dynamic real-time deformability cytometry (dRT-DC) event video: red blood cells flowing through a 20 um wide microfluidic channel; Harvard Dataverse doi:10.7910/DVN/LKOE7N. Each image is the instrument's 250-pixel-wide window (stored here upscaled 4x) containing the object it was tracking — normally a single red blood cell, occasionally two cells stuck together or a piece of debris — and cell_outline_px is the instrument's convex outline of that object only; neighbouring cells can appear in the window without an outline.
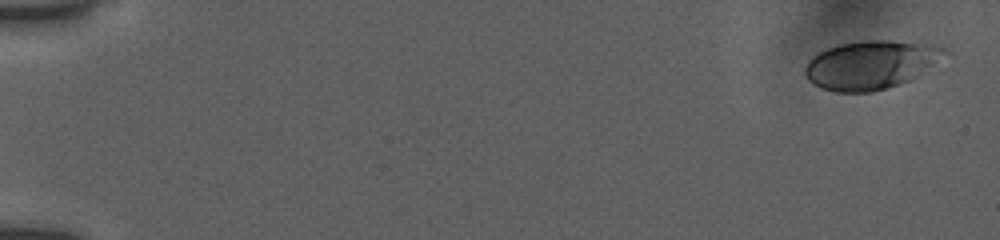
{"species": "human", "species_latin": "Homo sapiens", "temperature_condition": "room temperature", "stored_images_in_passage": 53, "camera_frame_rate_fps": 3000, "um_per_image_px": 0.085, "donor": {"sex": "female"}, "frame": {"image": 1, "passage_image": 1, "time_ms": 0.0, "image_size_px": [1000, 240], "cell_outline_px": [[952, 52], [908, 80], [888, 88], [872, 92], [836, 92], [820, 88], [812, 84], [804, 76], [804, 68], [808, 60], [812, 56], [828, 48], [840, 44], [864, 40], [888, 40], [940, 44]], "centroid_in_image_um": [74.02, 5.49], "position_along_channel_um": 11.0, "area_um2": 39.77}}
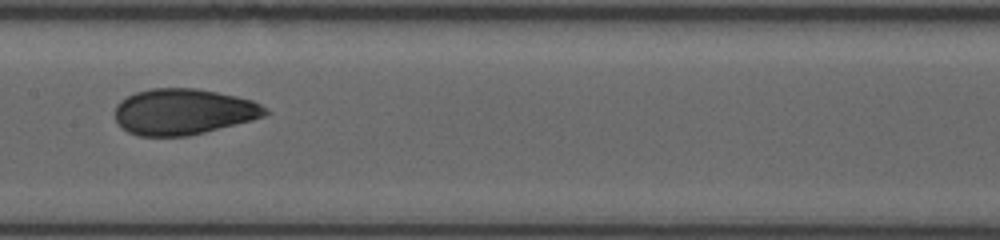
{"frame": {"image": 2, "passage_image": 28, "time_ms": 9.0, "image_size_px": [1000, 240], "cell_outline_px": [[272, 112], [264, 116], [252, 120], [188, 136], [140, 136], [128, 132], [116, 120], [116, 104], [120, 100], [136, 92], [152, 88], [196, 88], [236, 96], [252, 100], [268, 108]], "centroid_in_image_um": [15.61, 9.49], "position_along_channel_um": 191.8, "area_um2": 40.17}}
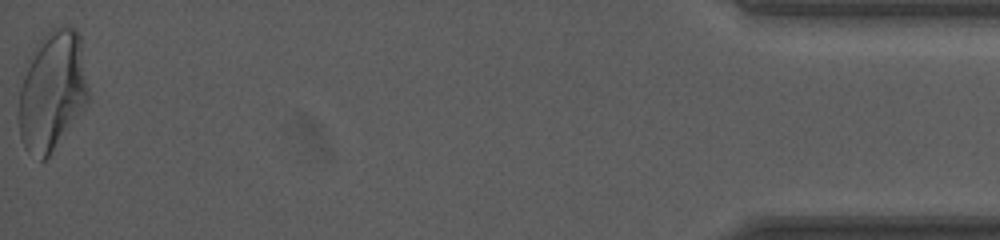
{"frame": {"image": 3, "passage_image": 53, "time_ms": 17.333, "image_size_px": [1000, 240], "cell_outline_px": [[92, 96], [84, 108], [48, 156], [44, 160], [40, 160], [28, 152], [24, 148], [20, 136], [20, 72], [32, 48], [52, 28], [64, 24], [76, 28], [80, 36]], "centroid_in_image_um": [4.46, 7.64], "position_along_channel_um": 430.7, "area_um2": 49.53}, "authors_computed_cell_mechanics": {"area_um2": 39.9976, "velocity_mm_per_s": 3.8885, "shape_relaxation_time_tau1_ms": 7.1377, "shape_relaxation_time_tau2_ms": 1.0231, "deformation_change_tau1": 0.1998, "deformation_change_tau2": 0.0566}}